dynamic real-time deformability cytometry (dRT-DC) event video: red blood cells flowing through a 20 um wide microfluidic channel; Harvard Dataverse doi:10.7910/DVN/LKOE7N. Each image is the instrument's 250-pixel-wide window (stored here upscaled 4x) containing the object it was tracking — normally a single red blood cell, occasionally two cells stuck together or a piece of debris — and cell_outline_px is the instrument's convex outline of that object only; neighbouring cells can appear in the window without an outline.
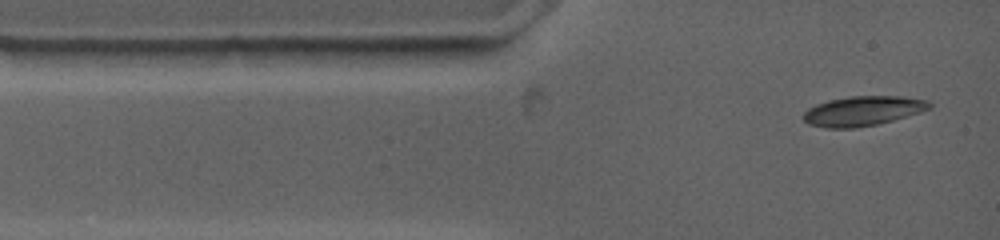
{"species": "common noctule bat (a hibernating species)", "species_latin": "Nyctalus noctula", "temperature_condition": "warm", "stored_images_in_passage": 37, "camera_frame_rate_fps": 4500, "um_per_image_px": 0.085, "animal": {"sex": "female", "body_mass_g": 19.0, "forearm_length_mm": 53.3}, "frame": {"image": 1, "passage_image": 1, "time_ms": 0.0, "image_size_px": [1000, 240], "cell_outline_px": [[932, 108], [920, 112], [892, 120], [876, 124], [856, 128], [828, 128], [808, 124], [804, 120], [804, 112], [808, 108], [816, 104], [828, 100], [848, 96], [900, 96], [928, 100], [932, 104]], "centroid_in_image_um": [73.34, 9.42], "position_along_channel_um": 11.7, "area_um2": 21.79}}
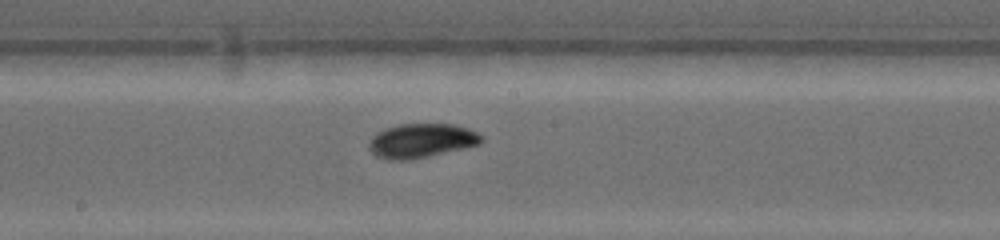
{"frame": {"image": 2, "passage_image": 16, "time_ms": 6.222, "image_size_px": [1000, 240], "cell_outline_px": [[484, 140], [480, 144], [464, 148], [428, 156], [408, 160], [388, 160], [376, 156], [368, 148], [368, 144], [372, 136], [384, 128], [400, 124], [452, 124], [468, 128], [484, 136]], "centroid_in_image_um": [35.81, 11.95], "position_along_channel_um": 212.4, "area_um2": 22.48}}
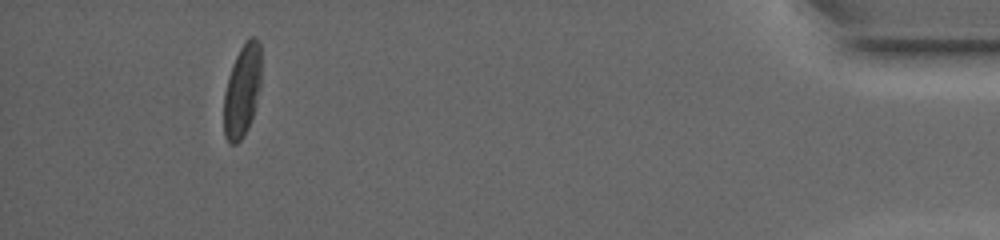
{"frame": {"image": 3, "passage_image": 32, "time_ms": 14.222, "image_size_px": [1000, 240], "cell_outline_px": [[260, 84], [256, 104], [248, 128], [244, 136], [236, 144], [228, 144], [224, 136], [224, 92], [228, 76], [232, 64], [240, 48], [248, 36], [256, 36], [260, 44]], "centroid_in_image_um": [20.57, 7.7], "position_along_channel_um": 414.6, "area_um2": 20.35}, "authors_computed_cell_mechanics": {"area_um2": 21.2704, "velocity_mm_per_s": 3.7138, "shape_relaxation_time_tau1_ms": 3.0852, "shape_relaxation_time_tau2_ms": 7.0321, "deformation_change_tau1": 0.1224, "deformation_change_tau2": 0.0593}}